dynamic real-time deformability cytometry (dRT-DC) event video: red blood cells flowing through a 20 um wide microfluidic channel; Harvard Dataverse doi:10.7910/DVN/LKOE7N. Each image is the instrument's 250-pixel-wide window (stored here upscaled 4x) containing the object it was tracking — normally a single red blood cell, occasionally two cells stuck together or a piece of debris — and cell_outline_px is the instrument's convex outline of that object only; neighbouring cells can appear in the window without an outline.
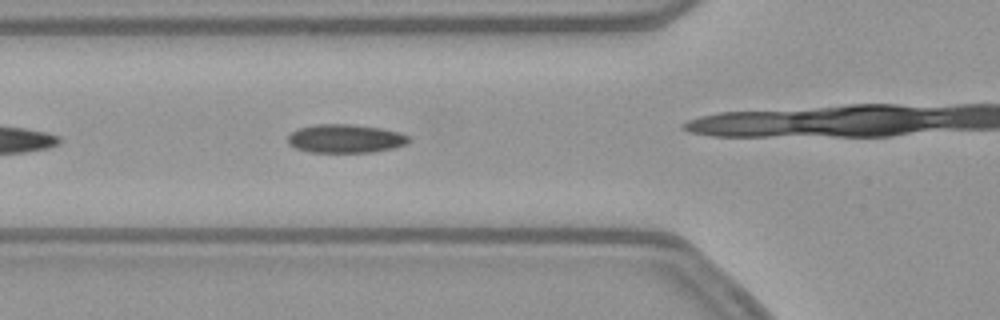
{"species": "common noctule bat (a hibernating species)", "species_latin": "Nyctalus noctula", "temperature_condition": "warm", "stored_images_in_passage": 13, "camera_frame_rate_fps": 3000, "um_per_image_px": 0.085, "animal": {"sex": "female", "body_mass_g": 21.9}, "frame": {"image": 1, "passage_image": 6, "time_ms": 1.667, "image_size_px": [1000, 320], "cell_outline_px": [[412, 140], [408, 144], [392, 148], [372, 152], [308, 152], [296, 148], [288, 144], [288, 136], [296, 128], [316, 124], [352, 124], [380, 128], [400, 132], [408, 136]], "centroid_in_image_um": [29.36, 11.78], "position_along_channel_um": 96.4, "area_um2": 20.29}}